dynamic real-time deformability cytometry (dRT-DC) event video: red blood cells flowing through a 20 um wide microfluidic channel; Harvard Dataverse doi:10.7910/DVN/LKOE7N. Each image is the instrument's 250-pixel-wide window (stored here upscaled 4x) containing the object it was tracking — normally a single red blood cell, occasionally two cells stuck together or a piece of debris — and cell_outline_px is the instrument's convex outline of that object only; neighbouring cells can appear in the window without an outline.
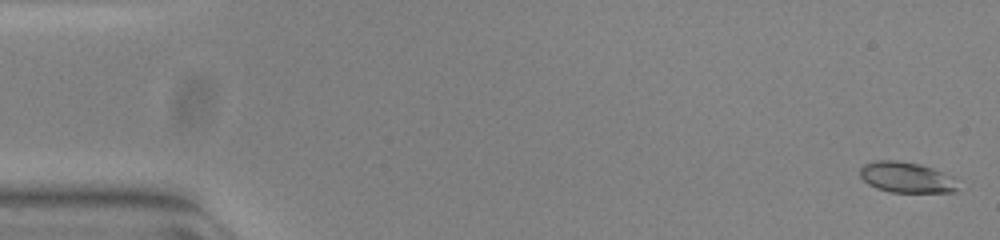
{"species": "common noctule bat (a hibernating species)", "species_latin": "Nyctalus noctula", "temperature_condition": "warm", "stored_images_in_passage": 54, "camera_frame_rate_fps": 3000, "um_per_image_px": 0.085, "animal": {"sex": "female", "body_mass_g": 23.0, "forearm_length_mm": 53.4}, "frame": {"image": 1, "passage_image": 2, "time_ms": 0.333, "image_size_px": [1000, 240], "cell_outline_px": [[960, 192], [892, 192], [876, 188], [868, 184], [860, 176], [860, 168], [864, 164], [876, 160], [896, 160], [920, 164], [932, 168], [940, 172]], "centroid_in_image_um": [76.9, 15.07], "position_along_channel_um": 8.1, "area_um2": 16.88}}
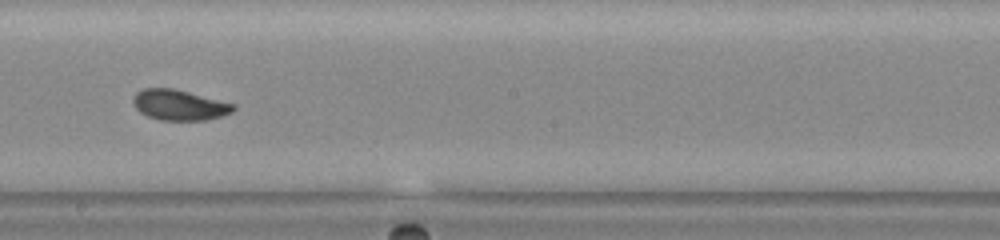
{"frame": {"image": 2, "passage_image": 31, "time_ms": 10.0, "image_size_px": [1000, 240], "cell_outline_px": [[236, 108], [232, 112], [220, 116], [204, 120], [160, 120], [148, 116], [140, 112], [132, 104], [132, 100], [136, 92], [144, 88], [172, 88], [236, 104]], "centroid_in_image_um": [15.22, 8.92], "position_along_channel_um": 233.0, "area_um2": 17.74}}
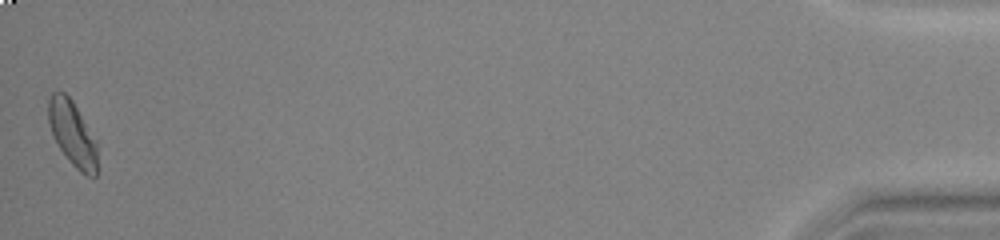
{"frame": {"image": 3, "passage_image": 54, "time_ms": 17.667, "image_size_px": [1000, 240], "cell_outline_px": [[96, 176], [84, 176], [68, 160], [52, 136], [48, 120], [48, 100], [52, 92], [64, 92], [72, 100], [96, 140]], "centroid_in_image_um": [6.13, 11.35], "position_along_channel_um": 429.1, "area_um2": 18.38}, "authors_computed_cell_mechanics": {"area_um2": 17.6579, "velocity_mm_per_s": 3.8422, "shape_relaxation_time_tau1_ms": 2.6675, "shape_relaxation_time_tau2_ms": 1.2957, "deformation_change_tau1": 0.1289, "deformation_change_tau2": 0.0465}}